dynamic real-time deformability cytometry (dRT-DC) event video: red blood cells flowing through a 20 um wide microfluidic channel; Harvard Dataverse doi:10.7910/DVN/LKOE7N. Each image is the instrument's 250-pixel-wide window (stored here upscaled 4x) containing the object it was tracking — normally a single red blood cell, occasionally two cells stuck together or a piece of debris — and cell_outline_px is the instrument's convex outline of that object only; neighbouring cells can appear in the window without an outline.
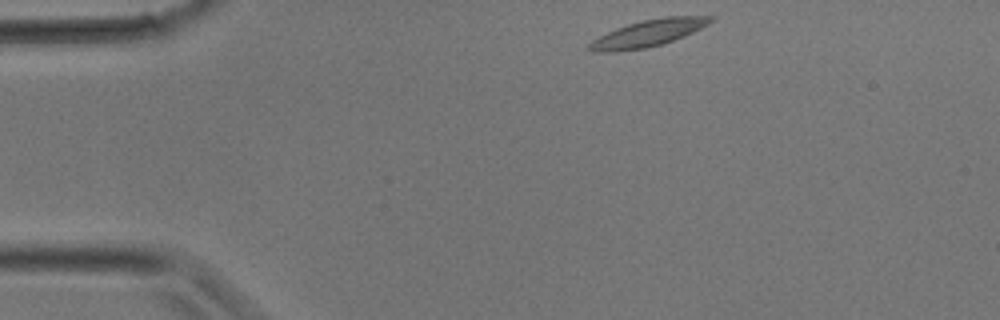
{"species": "common noctule bat (a hibernating species)", "species_latin": "Nyctalus noctula", "temperature_condition": "room temperature", "stored_images_in_passage": 29, "camera_frame_rate_fps": 3000, "um_per_image_px": 0.085, "animal": {"sex": "male", "body_mass_g": 17.9}, "frame": {"image": 1, "passage_image": 1, "time_ms": 0.0, "image_size_px": [1000, 320], "cell_outline_px": [[716, 16], [708, 24], [684, 36], [660, 44], [644, 48], [616, 52], [596, 52], [584, 48], [592, 40], [616, 28], [628, 24], [644, 20], [664, 16]], "centroid_in_image_um": [55.05, 2.83], "position_along_channel_um": 30.0, "area_um2": 18.73}}
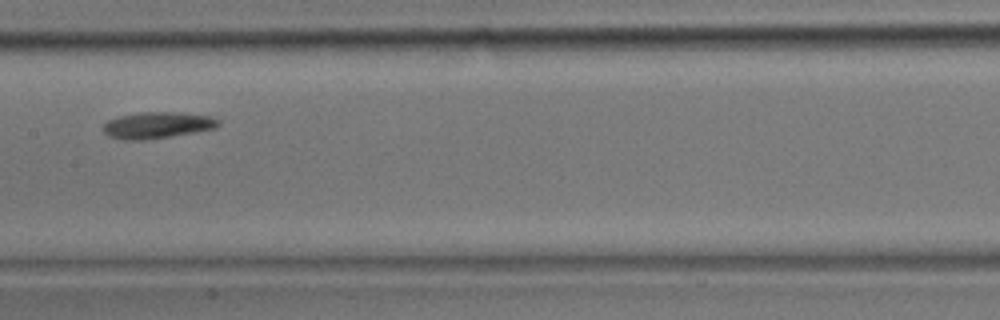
{"frame": {"image": 2, "passage_image": 12, "time_ms": 3.667, "image_size_px": [1000, 320], "cell_outline_px": [[220, 124], [216, 128], [196, 132], [144, 140], [120, 140], [108, 136], [100, 128], [108, 120], [120, 116], [144, 112], [172, 112], [208, 116], [220, 120]], "centroid_in_image_um": [13.33, 10.65], "position_along_channel_um": 194.1, "area_um2": 17.69}}
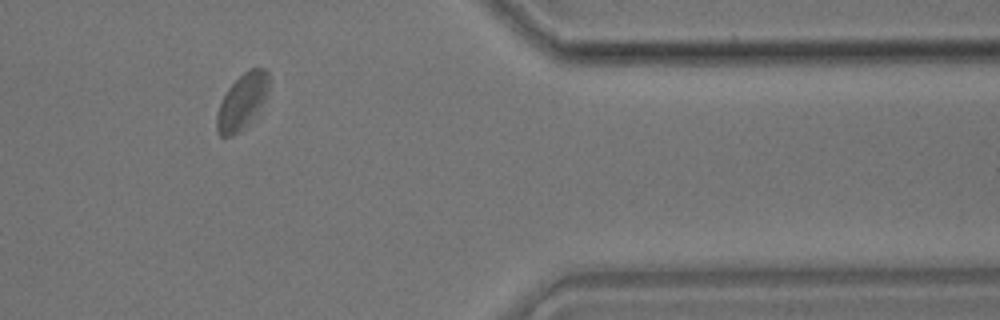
{"frame": {"image": 3, "passage_image": 23, "time_ms": 7.333, "image_size_px": [1000, 320], "cell_outline_px": [[272, 80], [268, 92], [244, 128], [240, 132], [232, 136], [220, 136], [216, 132], [216, 116], [220, 104], [228, 88], [244, 72], [252, 68], [264, 68], [268, 72]], "centroid_in_image_um": [20.58, 8.61], "position_along_channel_um": 390.8, "area_um2": 16.59}}